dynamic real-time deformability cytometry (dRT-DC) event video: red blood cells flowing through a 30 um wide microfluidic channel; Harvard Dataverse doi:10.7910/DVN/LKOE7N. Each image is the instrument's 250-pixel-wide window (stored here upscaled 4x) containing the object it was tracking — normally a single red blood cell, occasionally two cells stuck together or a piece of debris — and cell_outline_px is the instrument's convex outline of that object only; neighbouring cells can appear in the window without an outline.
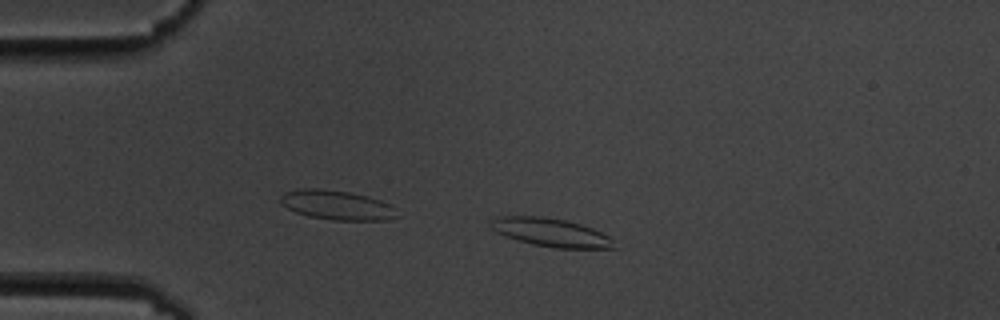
{"species": "common noctule bat (a hibernating species)", "species_latin": "Nyctalus noctula", "temperature_condition": "cold", "stored_images_in_passage": 4, "camera_frame_rate_fps": 3000, "um_per_image_px": 0.085, "animal": {"sex": "male", "body_mass_g": 19.5, "forearm_length_mm": 54.6}, "frame": {"image": 1, "passage_image": 3, "time_ms": 3.333, "image_size_px": [1000, 320], "cell_outline_px": [[620, 248], [556, 248], [532, 244], [496, 232], [488, 228], [488, 220], [496, 216], [540, 216], [568, 220], [592, 228], [608, 236]], "centroid_in_image_um": [46.79, 19.74], "position_along_channel_um": 38.2, "area_um2": 20.52}}